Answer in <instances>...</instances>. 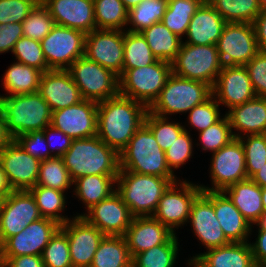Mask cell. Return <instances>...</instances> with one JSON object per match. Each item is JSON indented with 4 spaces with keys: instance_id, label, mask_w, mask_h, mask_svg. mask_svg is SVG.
<instances>
[{
    "instance_id": "f546056e",
    "label": "cell",
    "mask_w": 266,
    "mask_h": 267,
    "mask_svg": "<svg viewBox=\"0 0 266 267\" xmlns=\"http://www.w3.org/2000/svg\"><path fill=\"white\" fill-rule=\"evenodd\" d=\"M231 130L243 135L266 134V97H255L226 113Z\"/></svg>"
},
{
    "instance_id": "6125c7cd",
    "label": "cell",
    "mask_w": 266,
    "mask_h": 267,
    "mask_svg": "<svg viewBox=\"0 0 266 267\" xmlns=\"http://www.w3.org/2000/svg\"><path fill=\"white\" fill-rule=\"evenodd\" d=\"M13 189L8 181V178L3 170L2 164L0 162V195L8 196Z\"/></svg>"
},
{
    "instance_id": "4dcf8cb0",
    "label": "cell",
    "mask_w": 266,
    "mask_h": 267,
    "mask_svg": "<svg viewBox=\"0 0 266 267\" xmlns=\"http://www.w3.org/2000/svg\"><path fill=\"white\" fill-rule=\"evenodd\" d=\"M116 179L117 176L108 175H87L78 178L73 181L75 195L85 204L88 211L116 191Z\"/></svg>"
},
{
    "instance_id": "836d02e7",
    "label": "cell",
    "mask_w": 266,
    "mask_h": 267,
    "mask_svg": "<svg viewBox=\"0 0 266 267\" xmlns=\"http://www.w3.org/2000/svg\"><path fill=\"white\" fill-rule=\"evenodd\" d=\"M42 72L21 62L10 65L3 77V86L8 96L38 92Z\"/></svg>"
},
{
    "instance_id": "ee69618b",
    "label": "cell",
    "mask_w": 266,
    "mask_h": 267,
    "mask_svg": "<svg viewBox=\"0 0 266 267\" xmlns=\"http://www.w3.org/2000/svg\"><path fill=\"white\" fill-rule=\"evenodd\" d=\"M168 117H161L147 111L144 124L152 131L158 145L163 151L168 149L184 131L179 123L168 122Z\"/></svg>"
},
{
    "instance_id": "ac0fdd59",
    "label": "cell",
    "mask_w": 266,
    "mask_h": 267,
    "mask_svg": "<svg viewBox=\"0 0 266 267\" xmlns=\"http://www.w3.org/2000/svg\"><path fill=\"white\" fill-rule=\"evenodd\" d=\"M190 224L205 248L211 249L230 244L216 218L213 191H201L190 208Z\"/></svg>"
},
{
    "instance_id": "2e32d148",
    "label": "cell",
    "mask_w": 266,
    "mask_h": 267,
    "mask_svg": "<svg viewBox=\"0 0 266 267\" xmlns=\"http://www.w3.org/2000/svg\"><path fill=\"white\" fill-rule=\"evenodd\" d=\"M0 162L13 191H29L36 185L41 161L15 140L0 150Z\"/></svg>"
},
{
    "instance_id": "7dc6e473",
    "label": "cell",
    "mask_w": 266,
    "mask_h": 267,
    "mask_svg": "<svg viewBox=\"0 0 266 267\" xmlns=\"http://www.w3.org/2000/svg\"><path fill=\"white\" fill-rule=\"evenodd\" d=\"M12 53L17 62L39 69L42 73L49 71L41 42L26 37H21L14 45Z\"/></svg>"
},
{
    "instance_id": "f6af8a7d",
    "label": "cell",
    "mask_w": 266,
    "mask_h": 267,
    "mask_svg": "<svg viewBox=\"0 0 266 267\" xmlns=\"http://www.w3.org/2000/svg\"><path fill=\"white\" fill-rule=\"evenodd\" d=\"M44 267H73L67 234L59 228L42 252Z\"/></svg>"
},
{
    "instance_id": "bcb514c9",
    "label": "cell",
    "mask_w": 266,
    "mask_h": 267,
    "mask_svg": "<svg viewBox=\"0 0 266 267\" xmlns=\"http://www.w3.org/2000/svg\"><path fill=\"white\" fill-rule=\"evenodd\" d=\"M55 25L49 11L39 2L22 22L24 37L41 41Z\"/></svg>"
},
{
    "instance_id": "7402d4cb",
    "label": "cell",
    "mask_w": 266,
    "mask_h": 267,
    "mask_svg": "<svg viewBox=\"0 0 266 267\" xmlns=\"http://www.w3.org/2000/svg\"><path fill=\"white\" fill-rule=\"evenodd\" d=\"M212 96L229 110L254 99L256 95L246 67L223 66L212 87Z\"/></svg>"
},
{
    "instance_id": "8d00e7d4",
    "label": "cell",
    "mask_w": 266,
    "mask_h": 267,
    "mask_svg": "<svg viewBox=\"0 0 266 267\" xmlns=\"http://www.w3.org/2000/svg\"><path fill=\"white\" fill-rule=\"evenodd\" d=\"M29 192L34 197L39 213L43 218L52 219L60 225L70 220L67 216L60 215L66 203L63 191L35 185Z\"/></svg>"
},
{
    "instance_id": "30bf717a",
    "label": "cell",
    "mask_w": 266,
    "mask_h": 267,
    "mask_svg": "<svg viewBox=\"0 0 266 267\" xmlns=\"http://www.w3.org/2000/svg\"><path fill=\"white\" fill-rule=\"evenodd\" d=\"M86 33L61 25H54L41 42L42 51L50 70H67L84 56Z\"/></svg>"
},
{
    "instance_id": "44dd1931",
    "label": "cell",
    "mask_w": 266,
    "mask_h": 267,
    "mask_svg": "<svg viewBox=\"0 0 266 267\" xmlns=\"http://www.w3.org/2000/svg\"><path fill=\"white\" fill-rule=\"evenodd\" d=\"M98 103L89 100L52 112L51 125L72 139L97 135Z\"/></svg>"
},
{
    "instance_id": "d6986e66",
    "label": "cell",
    "mask_w": 266,
    "mask_h": 267,
    "mask_svg": "<svg viewBox=\"0 0 266 267\" xmlns=\"http://www.w3.org/2000/svg\"><path fill=\"white\" fill-rule=\"evenodd\" d=\"M60 228L67 234L72 266L90 267L105 235L82 216L73 217Z\"/></svg>"
},
{
    "instance_id": "11a10c76",
    "label": "cell",
    "mask_w": 266,
    "mask_h": 267,
    "mask_svg": "<svg viewBox=\"0 0 266 267\" xmlns=\"http://www.w3.org/2000/svg\"><path fill=\"white\" fill-rule=\"evenodd\" d=\"M23 36L22 23L0 24V54L12 52L15 43Z\"/></svg>"
},
{
    "instance_id": "3957f363",
    "label": "cell",
    "mask_w": 266,
    "mask_h": 267,
    "mask_svg": "<svg viewBox=\"0 0 266 267\" xmlns=\"http://www.w3.org/2000/svg\"><path fill=\"white\" fill-rule=\"evenodd\" d=\"M178 182L176 178H164L119 170L116 192L135 216H152L159 200L168 187Z\"/></svg>"
},
{
    "instance_id": "681fc988",
    "label": "cell",
    "mask_w": 266,
    "mask_h": 267,
    "mask_svg": "<svg viewBox=\"0 0 266 267\" xmlns=\"http://www.w3.org/2000/svg\"><path fill=\"white\" fill-rule=\"evenodd\" d=\"M219 106L220 105L213 96L205 102L194 106L189 111V124L195 127L199 132L209 128L221 119Z\"/></svg>"
},
{
    "instance_id": "1f68e13d",
    "label": "cell",
    "mask_w": 266,
    "mask_h": 267,
    "mask_svg": "<svg viewBox=\"0 0 266 267\" xmlns=\"http://www.w3.org/2000/svg\"><path fill=\"white\" fill-rule=\"evenodd\" d=\"M140 34L146 39L157 60L171 63L177 56L182 39L171 32L162 21L144 29Z\"/></svg>"
},
{
    "instance_id": "484cf974",
    "label": "cell",
    "mask_w": 266,
    "mask_h": 267,
    "mask_svg": "<svg viewBox=\"0 0 266 267\" xmlns=\"http://www.w3.org/2000/svg\"><path fill=\"white\" fill-rule=\"evenodd\" d=\"M188 264L193 267H256L248 242H231L208 249L205 253L193 256Z\"/></svg>"
},
{
    "instance_id": "6f0895ef",
    "label": "cell",
    "mask_w": 266,
    "mask_h": 267,
    "mask_svg": "<svg viewBox=\"0 0 266 267\" xmlns=\"http://www.w3.org/2000/svg\"><path fill=\"white\" fill-rule=\"evenodd\" d=\"M254 225H257L259 229L255 243H250L253 259L256 267H266V219Z\"/></svg>"
},
{
    "instance_id": "83f0119b",
    "label": "cell",
    "mask_w": 266,
    "mask_h": 267,
    "mask_svg": "<svg viewBox=\"0 0 266 267\" xmlns=\"http://www.w3.org/2000/svg\"><path fill=\"white\" fill-rule=\"evenodd\" d=\"M213 206L226 238L230 242H247L252 225L223 191H213Z\"/></svg>"
},
{
    "instance_id": "8992f818",
    "label": "cell",
    "mask_w": 266,
    "mask_h": 267,
    "mask_svg": "<svg viewBox=\"0 0 266 267\" xmlns=\"http://www.w3.org/2000/svg\"><path fill=\"white\" fill-rule=\"evenodd\" d=\"M211 96L212 87L207 83L171 74L158 97L148 107V111L161 117L186 113Z\"/></svg>"
},
{
    "instance_id": "816d5d0a",
    "label": "cell",
    "mask_w": 266,
    "mask_h": 267,
    "mask_svg": "<svg viewBox=\"0 0 266 267\" xmlns=\"http://www.w3.org/2000/svg\"><path fill=\"white\" fill-rule=\"evenodd\" d=\"M192 138L185 128V131L175 139L174 143L165 150L166 161L169 169L174 173V169H178L185 164L192 156L193 151Z\"/></svg>"
},
{
    "instance_id": "b9f144b4",
    "label": "cell",
    "mask_w": 266,
    "mask_h": 267,
    "mask_svg": "<svg viewBox=\"0 0 266 267\" xmlns=\"http://www.w3.org/2000/svg\"><path fill=\"white\" fill-rule=\"evenodd\" d=\"M36 185L63 192L73 185L62 157H52L41 161Z\"/></svg>"
},
{
    "instance_id": "9c48e42d",
    "label": "cell",
    "mask_w": 266,
    "mask_h": 267,
    "mask_svg": "<svg viewBox=\"0 0 266 267\" xmlns=\"http://www.w3.org/2000/svg\"><path fill=\"white\" fill-rule=\"evenodd\" d=\"M84 100L102 102L119 94V76L85 56L67 69Z\"/></svg>"
},
{
    "instance_id": "f1b7e54d",
    "label": "cell",
    "mask_w": 266,
    "mask_h": 267,
    "mask_svg": "<svg viewBox=\"0 0 266 267\" xmlns=\"http://www.w3.org/2000/svg\"><path fill=\"white\" fill-rule=\"evenodd\" d=\"M223 192L251 225L264 220L261 187L252 179L232 184Z\"/></svg>"
},
{
    "instance_id": "8fae6325",
    "label": "cell",
    "mask_w": 266,
    "mask_h": 267,
    "mask_svg": "<svg viewBox=\"0 0 266 267\" xmlns=\"http://www.w3.org/2000/svg\"><path fill=\"white\" fill-rule=\"evenodd\" d=\"M210 175L213 187L200 185L202 191H224L239 181L248 179L243 145L239 138L212 153Z\"/></svg>"
},
{
    "instance_id": "9a60e30c",
    "label": "cell",
    "mask_w": 266,
    "mask_h": 267,
    "mask_svg": "<svg viewBox=\"0 0 266 267\" xmlns=\"http://www.w3.org/2000/svg\"><path fill=\"white\" fill-rule=\"evenodd\" d=\"M60 226L56 221L43 217L30 223L23 231L7 238L0 245V257L41 256Z\"/></svg>"
},
{
    "instance_id": "7c38bea8",
    "label": "cell",
    "mask_w": 266,
    "mask_h": 267,
    "mask_svg": "<svg viewBox=\"0 0 266 267\" xmlns=\"http://www.w3.org/2000/svg\"><path fill=\"white\" fill-rule=\"evenodd\" d=\"M216 45L223 66H245L259 52L252 23H226Z\"/></svg>"
},
{
    "instance_id": "e0dca14e",
    "label": "cell",
    "mask_w": 266,
    "mask_h": 267,
    "mask_svg": "<svg viewBox=\"0 0 266 267\" xmlns=\"http://www.w3.org/2000/svg\"><path fill=\"white\" fill-rule=\"evenodd\" d=\"M40 218L38 206L29 191L11 192L6 196L0 213V245Z\"/></svg>"
},
{
    "instance_id": "5b68a950",
    "label": "cell",
    "mask_w": 266,
    "mask_h": 267,
    "mask_svg": "<svg viewBox=\"0 0 266 267\" xmlns=\"http://www.w3.org/2000/svg\"><path fill=\"white\" fill-rule=\"evenodd\" d=\"M120 170L164 178H175L169 169L165 151L158 145L152 131L144 124L119 154Z\"/></svg>"
},
{
    "instance_id": "f5cc1de1",
    "label": "cell",
    "mask_w": 266,
    "mask_h": 267,
    "mask_svg": "<svg viewBox=\"0 0 266 267\" xmlns=\"http://www.w3.org/2000/svg\"><path fill=\"white\" fill-rule=\"evenodd\" d=\"M29 155L44 161L45 159L52 158L50 154L47 141L44 137V130L31 131L29 133L21 134L14 139ZM45 151L43 150V148ZM41 150H40V149ZM44 151V152H43Z\"/></svg>"
},
{
    "instance_id": "d6a6232c",
    "label": "cell",
    "mask_w": 266,
    "mask_h": 267,
    "mask_svg": "<svg viewBox=\"0 0 266 267\" xmlns=\"http://www.w3.org/2000/svg\"><path fill=\"white\" fill-rule=\"evenodd\" d=\"M90 267H132V257L125 237L105 235Z\"/></svg>"
},
{
    "instance_id": "9f6ffc18",
    "label": "cell",
    "mask_w": 266,
    "mask_h": 267,
    "mask_svg": "<svg viewBox=\"0 0 266 267\" xmlns=\"http://www.w3.org/2000/svg\"><path fill=\"white\" fill-rule=\"evenodd\" d=\"M59 136H61L62 138V139L60 138L61 140L59 139L61 142H59L58 146L57 144H55V147H54V143H55L54 141L56 140L54 137L59 138ZM44 137L47 141L50 154L53 152L52 153L53 157H62L65 154V152L70 148L72 141H73L71 137L63 133L61 130L54 128L52 125H49L44 129ZM58 138H57L56 143L58 142ZM50 147L52 148L51 150H50Z\"/></svg>"
},
{
    "instance_id": "680465c9",
    "label": "cell",
    "mask_w": 266,
    "mask_h": 267,
    "mask_svg": "<svg viewBox=\"0 0 266 267\" xmlns=\"http://www.w3.org/2000/svg\"><path fill=\"white\" fill-rule=\"evenodd\" d=\"M0 267H44V262L38 255L0 257Z\"/></svg>"
},
{
    "instance_id": "ab89813d",
    "label": "cell",
    "mask_w": 266,
    "mask_h": 267,
    "mask_svg": "<svg viewBox=\"0 0 266 267\" xmlns=\"http://www.w3.org/2000/svg\"><path fill=\"white\" fill-rule=\"evenodd\" d=\"M168 0H142L128 12L129 32L140 33L151 25L162 21Z\"/></svg>"
},
{
    "instance_id": "e7e4bbea",
    "label": "cell",
    "mask_w": 266,
    "mask_h": 267,
    "mask_svg": "<svg viewBox=\"0 0 266 267\" xmlns=\"http://www.w3.org/2000/svg\"><path fill=\"white\" fill-rule=\"evenodd\" d=\"M125 8L130 11L132 8L136 7L142 0H121Z\"/></svg>"
},
{
    "instance_id": "7a4b0ae2",
    "label": "cell",
    "mask_w": 266,
    "mask_h": 267,
    "mask_svg": "<svg viewBox=\"0 0 266 267\" xmlns=\"http://www.w3.org/2000/svg\"><path fill=\"white\" fill-rule=\"evenodd\" d=\"M72 181L87 175L118 176L119 154L97 135L73 139L62 156Z\"/></svg>"
},
{
    "instance_id": "603a6c76",
    "label": "cell",
    "mask_w": 266,
    "mask_h": 267,
    "mask_svg": "<svg viewBox=\"0 0 266 267\" xmlns=\"http://www.w3.org/2000/svg\"><path fill=\"white\" fill-rule=\"evenodd\" d=\"M56 25L90 33L96 29L93 0H43Z\"/></svg>"
},
{
    "instance_id": "db71d44e",
    "label": "cell",
    "mask_w": 266,
    "mask_h": 267,
    "mask_svg": "<svg viewBox=\"0 0 266 267\" xmlns=\"http://www.w3.org/2000/svg\"><path fill=\"white\" fill-rule=\"evenodd\" d=\"M245 67L256 97H266V53L259 51Z\"/></svg>"
},
{
    "instance_id": "d590c367",
    "label": "cell",
    "mask_w": 266,
    "mask_h": 267,
    "mask_svg": "<svg viewBox=\"0 0 266 267\" xmlns=\"http://www.w3.org/2000/svg\"><path fill=\"white\" fill-rule=\"evenodd\" d=\"M226 23H252L261 12L257 0H207Z\"/></svg>"
},
{
    "instance_id": "52a82bcc",
    "label": "cell",
    "mask_w": 266,
    "mask_h": 267,
    "mask_svg": "<svg viewBox=\"0 0 266 267\" xmlns=\"http://www.w3.org/2000/svg\"><path fill=\"white\" fill-rule=\"evenodd\" d=\"M222 67L217 45H190L183 41L177 56L171 62L172 74L205 82L211 87Z\"/></svg>"
},
{
    "instance_id": "277c9868",
    "label": "cell",
    "mask_w": 266,
    "mask_h": 267,
    "mask_svg": "<svg viewBox=\"0 0 266 267\" xmlns=\"http://www.w3.org/2000/svg\"><path fill=\"white\" fill-rule=\"evenodd\" d=\"M0 108L6 120L7 131L13 140L21 134L44 130L51 125L52 110L38 92L0 95Z\"/></svg>"
},
{
    "instance_id": "c3c4849f",
    "label": "cell",
    "mask_w": 266,
    "mask_h": 267,
    "mask_svg": "<svg viewBox=\"0 0 266 267\" xmlns=\"http://www.w3.org/2000/svg\"><path fill=\"white\" fill-rule=\"evenodd\" d=\"M199 139L202 144V149L212 151V153L227 145L234 139L233 130H231L227 115L225 114L218 122L201 131L199 133Z\"/></svg>"
},
{
    "instance_id": "91938a15",
    "label": "cell",
    "mask_w": 266,
    "mask_h": 267,
    "mask_svg": "<svg viewBox=\"0 0 266 267\" xmlns=\"http://www.w3.org/2000/svg\"><path fill=\"white\" fill-rule=\"evenodd\" d=\"M258 50L266 53V11H261L252 22Z\"/></svg>"
},
{
    "instance_id": "e575fe53",
    "label": "cell",
    "mask_w": 266,
    "mask_h": 267,
    "mask_svg": "<svg viewBox=\"0 0 266 267\" xmlns=\"http://www.w3.org/2000/svg\"><path fill=\"white\" fill-rule=\"evenodd\" d=\"M205 0H168L163 24L179 38L187 34L189 23Z\"/></svg>"
},
{
    "instance_id": "94428289",
    "label": "cell",
    "mask_w": 266,
    "mask_h": 267,
    "mask_svg": "<svg viewBox=\"0 0 266 267\" xmlns=\"http://www.w3.org/2000/svg\"><path fill=\"white\" fill-rule=\"evenodd\" d=\"M12 140V137L7 131L6 120L0 108V150L8 145Z\"/></svg>"
},
{
    "instance_id": "7bdbcfd3",
    "label": "cell",
    "mask_w": 266,
    "mask_h": 267,
    "mask_svg": "<svg viewBox=\"0 0 266 267\" xmlns=\"http://www.w3.org/2000/svg\"><path fill=\"white\" fill-rule=\"evenodd\" d=\"M233 136L241 140L246 159L247 177L251 179L266 163V134L244 137L238 132H233Z\"/></svg>"
},
{
    "instance_id": "f907efd6",
    "label": "cell",
    "mask_w": 266,
    "mask_h": 267,
    "mask_svg": "<svg viewBox=\"0 0 266 267\" xmlns=\"http://www.w3.org/2000/svg\"><path fill=\"white\" fill-rule=\"evenodd\" d=\"M38 3L37 0H0V24L22 23Z\"/></svg>"
},
{
    "instance_id": "cb8c5ba5",
    "label": "cell",
    "mask_w": 266,
    "mask_h": 267,
    "mask_svg": "<svg viewBox=\"0 0 266 267\" xmlns=\"http://www.w3.org/2000/svg\"><path fill=\"white\" fill-rule=\"evenodd\" d=\"M38 93L52 112L83 100L80 90L67 70H49L40 78Z\"/></svg>"
},
{
    "instance_id": "74e56055",
    "label": "cell",
    "mask_w": 266,
    "mask_h": 267,
    "mask_svg": "<svg viewBox=\"0 0 266 267\" xmlns=\"http://www.w3.org/2000/svg\"><path fill=\"white\" fill-rule=\"evenodd\" d=\"M124 30L123 70L143 68L157 61L146 39L140 33Z\"/></svg>"
},
{
    "instance_id": "be15d7a7",
    "label": "cell",
    "mask_w": 266,
    "mask_h": 267,
    "mask_svg": "<svg viewBox=\"0 0 266 267\" xmlns=\"http://www.w3.org/2000/svg\"><path fill=\"white\" fill-rule=\"evenodd\" d=\"M261 188L266 187V163L260 168V170L251 178Z\"/></svg>"
},
{
    "instance_id": "03108f58",
    "label": "cell",
    "mask_w": 266,
    "mask_h": 267,
    "mask_svg": "<svg viewBox=\"0 0 266 267\" xmlns=\"http://www.w3.org/2000/svg\"><path fill=\"white\" fill-rule=\"evenodd\" d=\"M262 204L264 209V219H266V187L261 188Z\"/></svg>"
},
{
    "instance_id": "60d3db41",
    "label": "cell",
    "mask_w": 266,
    "mask_h": 267,
    "mask_svg": "<svg viewBox=\"0 0 266 267\" xmlns=\"http://www.w3.org/2000/svg\"><path fill=\"white\" fill-rule=\"evenodd\" d=\"M178 244V239L174 234L165 244L154 246L137 254L132 259V267H174Z\"/></svg>"
},
{
    "instance_id": "d4e9b609",
    "label": "cell",
    "mask_w": 266,
    "mask_h": 267,
    "mask_svg": "<svg viewBox=\"0 0 266 267\" xmlns=\"http://www.w3.org/2000/svg\"><path fill=\"white\" fill-rule=\"evenodd\" d=\"M174 233L153 216L133 217L124 235L132 259L154 246L165 244Z\"/></svg>"
},
{
    "instance_id": "ba28073f",
    "label": "cell",
    "mask_w": 266,
    "mask_h": 267,
    "mask_svg": "<svg viewBox=\"0 0 266 267\" xmlns=\"http://www.w3.org/2000/svg\"><path fill=\"white\" fill-rule=\"evenodd\" d=\"M171 74V63L163 60H157L143 68L122 70L119 76V94L149 107Z\"/></svg>"
},
{
    "instance_id": "a7ac6f4b",
    "label": "cell",
    "mask_w": 266,
    "mask_h": 267,
    "mask_svg": "<svg viewBox=\"0 0 266 267\" xmlns=\"http://www.w3.org/2000/svg\"><path fill=\"white\" fill-rule=\"evenodd\" d=\"M5 196L3 195H0V213L2 211V208H3V204H4V201H5Z\"/></svg>"
},
{
    "instance_id": "4316f807",
    "label": "cell",
    "mask_w": 266,
    "mask_h": 267,
    "mask_svg": "<svg viewBox=\"0 0 266 267\" xmlns=\"http://www.w3.org/2000/svg\"><path fill=\"white\" fill-rule=\"evenodd\" d=\"M225 20L220 14L205 0L196 10L189 23L187 30V41L190 45H216Z\"/></svg>"
},
{
    "instance_id": "5bb4252c",
    "label": "cell",
    "mask_w": 266,
    "mask_h": 267,
    "mask_svg": "<svg viewBox=\"0 0 266 267\" xmlns=\"http://www.w3.org/2000/svg\"><path fill=\"white\" fill-rule=\"evenodd\" d=\"M84 56L120 76L124 60V31L94 29L87 33Z\"/></svg>"
},
{
    "instance_id": "f35d334b",
    "label": "cell",
    "mask_w": 266,
    "mask_h": 267,
    "mask_svg": "<svg viewBox=\"0 0 266 267\" xmlns=\"http://www.w3.org/2000/svg\"><path fill=\"white\" fill-rule=\"evenodd\" d=\"M96 29L123 30L128 25V10L121 0H93Z\"/></svg>"
},
{
    "instance_id": "6da1fadb",
    "label": "cell",
    "mask_w": 266,
    "mask_h": 267,
    "mask_svg": "<svg viewBox=\"0 0 266 267\" xmlns=\"http://www.w3.org/2000/svg\"><path fill=\"white\" fill-rule=\"evenodd\" d=\"M148 107L123 95L98 103L97 136L118 154L144 125Z\"/></svg>"
},
{
    "instance_id": "ffe728a7",
    "label": "cell",
    "mask_w": 266,
    "mask_h": 267,
    "mask_svg": "<svg viewBox=\"0 0 266 267\" xmlns=\"http://www.w3.org/2000/svg\"><path fill=\"white\" fill-rule=\"evenodd\" d=\"M87 213L76 216L84 217L104 235L110 236H124L134 217L116 191L90 208Z\"/></svg>"
},
{
    "instance_id": "4fadbf2b",
    "label": "cell",
    "mask_w": 266,
    "mask_h": 267,
    "mask_svg": "<svg viewBox=\"0 0 266 267\" xmlns=\"http://www.w3.org/2000/svg\"><path fill=\"white\" fill-rule=\"evenodd\" d=\"M201 191L199 184L186 180L172 183L162 195L152 216L176 234L175 228L189 222L191 205Z\"/></svg>"
},
{
    "instance_id": "003e7915",
    "label": "cell",
    "mask_w": 266,
    "mask_h": 267,
    "mask_svg": "<svg viewBox=\"0 0 266 267\" xmlns=\"http://www.w3.org/2000/svg\"><path fill=\"white\" fill-rule=\"evenodd\" d=\"M261 11H266V0H257Z\"/></svg>"
}]
</instances>
